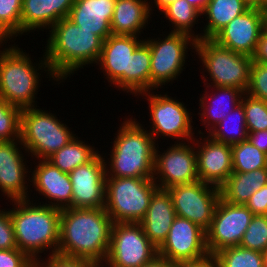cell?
Returning a JSON list of instances; mask_svg holds the SVG:
<instances>
[{
	"mask_svg": "<svg viewBox=\"0 0 267 267\" xmlns=\"http://www.w3.org/2000/svg\"><path fill=\"white\" fill-rule=\"evenodd\" d=\"M113 221L105 208L61 210L58 254L96 262L106 260Z\"/></svg>",
	"mask_w": 267,
	"mask_h": 267,
	"instance_id": "obj_1",
	"label": "cell"
},
{
	"mask_svg": "<svg viewBox=\"0 0 267 267\" xmlns=\"http://www.w3.org/2000/svg\"><path fill=\"white\" fill-rule=\"evenodd\" d=\"M49 32L44 56L58 81L67 79L83 66L97 63L103 40L92 31L83 30L66 17Z\"/></svg>",
	"mask_w": 267,
	"mask_h": 267,
	"instance_id": "obj_2",
	"label": "cell"
},
{
	"mask_svg": "<svg viewBox=\"0 0 267 267\" xmlns=\"http://www.w3.org/2000/svg\"><path fill=\"white\" fill-rule=\"evenodd\" d=\"M12 204L16 208L10 209L9 214L18 249L35 263L40 261L39 253L48 249L57 253L61 210L41 203L36 206L30 198L14 200Z\"/></svg>",
	"mask_w": 267,
	"mask_h": 267,
	"instance_id": "obj_3",
	"label": "cell"
},
{
	"mask_svg": "<svg viewBox=\"0 0 267 267\" xmlns=\"http://www.w3.org/2000/svg\"><path fill=\"white\" fill-rule=\"evenodd\" d=\"M117 132L105 163L106 177L153 179L156 142L149 131L135 118H127Z\"/></svg>",
	"mask_w": 267,
	"mask_h": 267,
	"instance_id": "obj_4",
	"label": "cell"
},
{
	"mask_svg": "<svg viewBox=\"0 0 267 267\" xmlns=\"http://www.w3.org/2000/svg\"><path fill=\"white\" fill-rule=\"evenodd\" d=\"M30 57L16 47L15 43L0 51V97L21 110L35 107V95L40 81L38 71L43 68L50 78L58 82L45 56L43 60H39L38 66L33 64Z\"/></svg>",
	"mask_w": 267,
	"mask_h": 267,
	"instance_id": "obj_5",
	"label": "cell"
},
{
	"mask_svg": "<svg viewBox=\"0 0 267 267\" xmlns=\"http://www.w3.org/2000/svg\"><path fill=\"white\" fill-rule=\"evenodd\" d=\"M157 189L149 178L106 177L104 208L113 223H139Z\"/></svg>",
	"mask_w": 267,
	"mask_h": 267,
	"instance_id": "obj_6",
	"label": "cell"
},
{
	"mask_svg": "<svg viewBox=\"0 0 267 267\" xmlns=\"http://www.w3.org/2000/svg\"><path fill=\"white\" fill-rule=\"evenodd\" d=\"M54 113L36 107L21 110L20 139L25 153L45 160L66 146L75 134Z\"/></svg>",
	"mask_w": 267,
	"mask_h": 267,
	"instance_id": "obj_7",
	"label": "cell"
},
{
	"mask_svg": "<svg viewBox=\"0 0 267 267\" xmlns=\"http://www.w3.org/2000/svg\"><path fill=\"white\" fill-rule=\"evenodd\" d=\"M194 50L212 81L205 86L234 87L246 93L252 57L224 48L212 39L197 40Z\"/></svg>",
	"mask_w": 267,
	"mask_h": 267,
	"instance_id": "obj_8",
	"label": "cell"
},
{
	"mask_svg": "<svg viewBox=\"0 0 267 267\" xmlns=\"http://www.w3.org/2000/svg\"><path fill=\"white\" fill-rule=\"evenodd\" d=\"M161 39H144L151 52L150 92L177 79L185 69L186 49H195L197 41L190 35L176 32Z\"/></svg>",
	"mask_w": 267,
	"mask_h": 267,
	"instance_id": "obj_9",
	"label": "cell"
},
{
	"mask_svg": "<svg viewBox=\"0 0 267 267\" xmlns=\"http://www.w3.org/2000/svg\"><path fill=\"white\" fill-rule=\"evenodd\" d=\"M157 254L158 248L140 223H113L109 251L101 267H141Z\"/></svg>",
	"mask_w": 267,
	"mask_h": 267,
	"instance_id": "obj_10",
	"label": "cell"
},
{
	"mask_svg": "<svg viewBox=\"0 0 267 267\" xmlns=\"http://www.w3.org/2000/svg\"><path fill=\"white\" fill-rule=\"evenodd\" d=\"M252 218L253 213L245 205L231 204L220 197L206 231L209 254L214 256L220 250L240 245Z\"/></svg>",
	"mask_w": 267,
	"mask_h": 267,
	"instance_id": "obj_11",
	"label": "cell"
},
{
	"mask_svg": "<svg viewBox=\"0 0 267 267\" xmlns=\"http://www.w3.org/2000/svg\"><path fill=\"white\" fill-rule=\"evenodd\" d=\"M172 199L176 216L186 218L207 231L211 225L220 188L198 180L166 189Z\"/></svg>",
	"mask_w": 267,
	"mask_h": 267,
	"instance_id": "obj_12",
	"label": "cell"
},
{
	"mask_svg": "<svg viewBox=\"0 0 267 267\" xmlns=\"http://www.w3.org/2000/svg\"><path fill=\"white\" fill-rule=\"evenodd\" d=\"M141 95L147 97L149 101V111L151 117V130L149 133L153 137L154 141L157 137H171L179 140L183 139L187 142L195 139L193 134V125L191 113L188 112L184 103L179 102L177 99L170 98L169 95L165 94H152L150 91L142 92ZM169 96V97H168ZM156 136V137H155Z\"/></svg>",
	"mask_w": 267,
	"mask_h": 267,
	"instance_id": "obj_13",
	"label": "cell"
},
{
	"mask_svg": "<svg viewBox=\"0 0 267 267\" xmlns=\"http://www.w3.org/2000/svg\"><path fill=\"white\" fill-rule=\"evenodd\" d=\"M187 144L177 142L162 154L155 148L153 180L158 188L168 189L199 180L195 147Z\"/></svg>",
	"mask_w": 267,
	"mask_h": 267,
	"instance_id": "obj_14",
	"label": "cell"
},
{
	"mask_svg": "<svg viewBox=\"0 0 267 267\" xmlns=\"http://www.w3.org/2000/svg\"><path fill=\"white\" fill-rule=\"evenodd\" d=\"M158 254L173 263L202 259L209 255L206 231L190 220L176 216Z\"/></svg>",
	"mask_w": 267,
	"mask_h": 267,
	"instance_id": "obj_15",
	"label": "cell"
},
{
	"mask_svg": "<svg viewBox=\"0 0 267 267\" xmlns=\"http://www.w3.org/2000/svg\"><path fill=\"white\" fill-rule=\"evenodd\" d=\"M265 27L266 11L249 8L230 21L212 40L224 48L252 57Z\"/></svg>",
	"mask_w": 267,
	"mask_h": 267,
	"instance_id": "obj_16",
	"label": "cell"
},
{
	"mask_svg": "<svg viewBox=\"0 0 267 267\" xmlns=\"http://www.w3.org/2000/svg\"><path fill=\"white\" fill-rule=\"evenodd\" d=\"M97 154L87 164L69 173L72 183V208H103L106 191V159Z\"/></svg>",
	"mask_w": 267,
	"mask_h": 267,
	"instance_id": "obj_17",
	"label": "cell"
},
{
	"mask_svg": "<svg viewBox=\"0 0 267 267\" xmlns=\"http://www.w3.org/2000/svg\"><path fill=\"white\" fill-rule=\"evenodd\" d=\"M133 35H110L103 41L102 51L96 64L104 72L105 79L118 90L129 92L131 54L144 42ZM138 39V40H137Z\"/></svg>",
	"mask_w": 267,
	"mask_h": 267,
	"instance_id": "obj_18",
	"label": "cell"
},
{
	"mask_svg": "<svg viewBox=\"0 0 267 267\" xmlns=\"http://www.w3.org/2000/svg\"><path fill=\"white\" fill-rule=\"evenodd\" d=\"M202 140L205 142L196 138L191 141V144H197L195 150L198 179L220 188L233 172L231 146L216 141L209 135Z\"/></svg>",
	"mask_w": 267,
	"mask_h": 267,
	"instance_id": "obj_19",
	"label": "cell"
},
{
	"mask_svg": "<svg viewBox=\"0 0 267 267\" xmlns=\"http://www.w3.org/2000/svg\"><path fill=\"white\" fill-rule=\"evenodd\" d=\"M22 146L21 139L0 142V190L5 194L4 196H7V199L12 201L29 199L30 197L27 191L28 185H26L27 181L30 180V176L27 178L30 171L25 165V156L20 150L24 148Z\"/></svg>",
	"mask_w": 267,
	"mask_h": 267,
	"instance_id": "obj_20",
	"label": "cell"
},
{
	"mask_svg": "<svg viewBox=\"0 0 267 267\" xmlns=\"http://www.w3.org/2000/svg\"><path fill=\"white\" fill-rule=\"evenodd\" d=\"M38 165L32 172L31 180L34 190L51 201L43 204L53 206L54 208L63 210L72 208V183L68 173L62 172L59 168L53 166L45 160L38 161ZM51 203V204H50Z\"/></svg>",
	"mask_w": 267,
	"mask_h": 267,
	"instance_id": "obj_21",
	"label": "cell"
},
{
	"mask_svg": "<svg viewBox=\"0 0 267 267\" xmlns=\"http://www.w3.org/2000/svg\"><path fill=\"white\" fill-rule=\"evenodd\" d=\"M116 0H74L68 18L105 41L111 32Z\"/></svg>",
	"mask_w": 267,
	"mask_h": 267,
	"instance_id": "obj_22",
	"label": "cell"
},
{
	"mask_svg": "<svg viewBox=\"0 0 267 267\" xmlns=\"http://www.w3.org/2000/svg\"><path fill=\"white\" fill-rule=\"evenodd\" d=\"M175 217L168 191L158 188L150 199L145 217L139 223L148 239L159 248L167 238Z\"/></svg>",
	"mask_w": 267,
	"mask_h": 267,
	"instance_id": "obj_23",
	"label": "cell"
},
{
	"mask_svg": "<svg viewBox=\"0 0 267 267\" xmlns=\"http://www.w3.org/2000/svg\"><path fill=\"white\" fill-rule=\"evenodd\" d=\"M73 3L74 0H23L21 35L36 29H50L59 20L68 17Z\"/></svg>",
	"mask_w": 267,
	"mask_h": 267,
	"instance_id": "obj_24",
	"label": "cell"
},
{
	"mask_svg": "<svg viewBox=\"0 0 267 267\" xmlns=\"http://www.w3.org/2000/svg\"><path fill=\"white\" fill-rule=\"evenodd\" d=\"M146 1L116 0L111 20L112 34L139 37L138 34L149 24L148 18L151 15L150 13H152L151 1L149 3Z\"/></svg>",
	"mask_w": 267,
	"mask_h": 267,
	"instance_id": "obj_25",
	"label": "cell"
},
{
	"mask_svg": "<svg viewBox=\"0 0 267 267\" xmlns=\"http://www.w3.org/2000/svg\"><path fill=\"white\" fill-rule=\"evenodd\" d=\"M206 87H214L216 90V93L214 92V94H208L205 90L206 96L203 94L204 96L202 95L199 99V106L202 109L200 111L203 112H199L198 114L201 116L200 119L204 123L203 125H207L206 128L209 127V133L212 128H215L218 123H220L238 104H240L244 93L234 87Z\"/></svg>",
	"mask_w": 267,
	"mask_h": 267,
	"instance_id": "obj_26",
	"label": "cell"
},
{
	"mask_svg": "<svg viewBox=\"0 0 267 267\" xmlns=\"http://www.w3.org/2000/svg\"><path fill=\"white\" fill-rule=\"evenodd\" d=\"M267 185V168L250 172H232L220 187V197L231 204H243L261 187Z\"/></svg>",
	"mask_w": 267,
	"mask_h": 267,
	"instance_id": "obj_27",
	"label": "cell"
},
{
	"mask_svg": "<svg viewBox=\"0 0 267 267\" xmlns=\"http://www.w3.org/2000/svg\"><path fill=\"white\" fill-rule=\"evenodd\" d=\"M250 7L245 0H210L202 16L208 19L203 32L197 35L199 39H212L235 17L240 16Z\"/></svg>",
	"mask_w": 267,
	"mask_h": 267,
	"instance_id": "obj_28",
	"label": "cell"
},
{
	"mask_svg": "<svg viewBox=\"0 0 267 267\" xmlns=\"http://www.w3.org/2000/svg\"><path fill=\"white\" fill-rule=\"evenodd\" d=\"M98 153L95 147H91V145L75 137L46 160L62 172L69 174L76 167L87 164Z\"/></svg>",
	"mask_w": 267,
	"mask_h": 267,
	"instance_id": "obj_29",
	"label": "cell"
},
{
	"mask_svg": "<svg viewBox=\"0 0 267 267\" xmlns=\"http://www.w3.org/2000/svg\"><path fill=\"white\" fill-rule=\"evenodd\" d=\"M230 122H233V125ZM208 135L229 146L248 140L243 105L238 104Z\"/></svg>",
	"mask_w": 267,
	"mask_h": 267,
	"instance_id": "obj_30",
	"label": "cell"
},
{
	"mask_svg": "<svg viewBox=\"0 0 267 267\" xmlns=\"http://www.w3.org/2000/svg\"><path fill=\"white\" fill-rule=\"evenodd\" d=\"M150 66V48L143 42L131 54L129 93L139 97L140 93L150 91Z\"/></svg>",
	"mask_w": 267,
	"mask_h": 267,
	"instance_id": "obj_31",
	"label": "cell"
},
{
	"mask_svg": "<svg viewBox=\"0 0 267 267\" xmlns=\"http://www.w3.org/2000/svg\"><path fill=\"white\" fill-rule=\"evenodd\" d=\"M162 13L173 25L172 27L174 30H171V32L185 33L197 40V35H194L195 32L192 30V28L195 23L198 22L197 18L202 14L187 0L174 1L172 4L166 7Z\"/></svg>",
	"mask_w": 267,
	"mask_h": 267,
	"instance_id": "obj_32",
	"label": "cell"
},
{
	"mask_svg": "<svg viewBox=\"0 0 267 267\" xmlns=\"http://www.w3.org/2000/svg\"><path fill=\"white\" fill-rule=\"evenodd\" d=\"M233 172H250L267 168V154L263 153L249 140L231 146Z\"/></svg>",
	"mask_w": 267,
	"mask_h": 267,
	"instance_id": "obj_33",
	"label": "cell"
},
{
	"mask_svg": "<svg viewBox=\"0 0 267 267\" xmlns=\"http://www.w3.org/2000/svg\"><path fill=\"white\" fill-rule=\"evenodd\" d=\"M214 258L216 267H264L262 252L240 245L220 250Z\"/></svg>",
	"mask_w": 267,
	"mask_h": 267,
	"instance_id": "obj_34",
	"label": "cell"
},
{
	"mask_svg": "<svg viewBox=\"0 0 267 267\" xmlns=\"http://www.w3.org/2000/svg\"><path fill=\"white\" fill-rule=\"evenodd\" d=\"M21 109L0 97V142L20 140Z\"/></svg>",
	"mask_w": 267,
	"mask_h": 267,
	"instance_id": "obj_35",
	"label": "cell"
},
{
	"mask_svg": "<svg viewBox=\"0 0 267 267\" xmlns=\"http://www.w3.org/2000/svg\"><path fill=\"white\" fill-rule=\"evenodd\" d=\"M240 103L244 107L248 133L267 130V102L244 93Z\"/></svg>",
	"mask_w": 267,
	"mask_h": 267,
	"instance_id": "obj_36",
	"label": "cell"
},
{
	"mask_svg": "<svg viewBox=\"0 0 267 267\" xmlns=\"http://www.w3.org/2000/svg\"><path fill=\"white\" fill-rule=\"evenodd\" d=\"M23 0H0V29L12 40L21 35Z\"/></svg>",
	"mask_w": 267,
	"mask_h": 267,
	"instance_id": "obj_37",
	"label": "cell"
},
{
	"mask_svg": "<svg viewBox=\"0 0 267 267\" xmlns=\"http://www.w3.org/2000/svg\"><path fill=\"white\" fill-rule=\"evenodd\" d=\"M240 246L262 253L267 251V215H253Z\"/></svg>",
	"mask_w": 267,
	"mask_h": 267,
	"instance_id": "obj_38",
	"label": "cell"
},
{
	"mask_svg": "<svg viewBox=\"0 0 267 267\" xmlns=\"http://www.w3.org/2000/svg\"><path fill=\"white\" fill-rule=\"evenodd\" d=\"M246 93L267 102V64L252 61Z\"/></svg>",
	"mask_w": 267,
	"mask_h": 267,
	"instance_id": "obj_39",
	"label": "cell"
},
{
	"mask_svg": "<svg viewBox=\"0 0 267 267\" xmlns=\"http://www.w3.org/2000/svg\"><path fill=\"white\" fill-rule=\"evenodd\" d=\"M46 261H39L36 263V267H101L96 262H93L88 259L70 257L62 254H50ZM46 262V263H45ZM48 262V263H47Z\"/></svg>",
	"mask_w": 267,
	"mask_h": 267,
	"instance_id": "obj_40",
	"label": "cell"
},
{
	"mask_svg": "<svg viewBox=\"0 0 267 267\" xmlns=\"http://www.w3.org/2000/svg\"><path fill=\"white\" fill-rule=\"evenodd\" d=\"M14 227L9 210L0 209V249H16Z\"/></svg>",
	"mask_w": 267,
	"mask_h": 267,
	"instance_id": "obj_41",
	"label": "cell"
},
{
	"mask_svg": "<svg viewBox=\"0 0 267 267\" xmlns=\"http://www.w3.org/2000/svg\"><path fill=\"white\" fill-rule=\"evenodd\" d=\"M0 267H36V263L18 248L0 249Z\"/></svg>",
	"mask_w": 267,
	"mask_h": 267,
	"instance_id": "obj_42",
	"label": "cell"
},
{
	"mask_svg": "<svg viewBox=\"0 0 267 267\" xmlns=\"http://www.w3.org/2000/svg\"><path fill=\"white\" fill-rule=\"evenodd\" d=\"M245 206L253 215H267V185L254 192Z\"/></svg>",
	"mask_w": 267,
	"mask_h": 267,
	"instance_id": "obj_43",
	"label": "cell"
},
{
	"mask_svg": "<svg viewBox=\"0 0 267 267\" xmlns=\"http://www.w3.org/2000/svg\"><path fill=\"white\" fill-rule=\"evenodd\" d=\"M252 61L267 64V26L258 39L255 53L252 56Z\"/></svg>",
	"mask_w": 267,
	"mask_h": 267,
	"instance_id": "obj_44",
	"label": "cell"
},
{
	"mask_svg": "<svg viewBox=\"0 0 267 267\" xmlns=\"http://www.w3.org/2000/svg\"><path fill=\"white\" fill-rule=\"evenodd\" d=\"M172 267H216V261L214 256L209 254L208 256L195 261L174 262Z\"/></svg>",
	"mask_w": 267,
	"mask_h": 267,
	"instance_id": "obj_45",
	"label": "cell"
},
{
	"mask_svg": "<svg viewBox=\"0 0 267 267\" xmlns=\"http://www.w3.org/2000/svg\"><path fill=\"white\" fill-rule=\"evenodd\" d=\"M248 140L263 153L267 154V130L248 133Z\"/></svg>",
	"mask_w": 267,
	"mask_h": 267,
	"instance_id": "obj_46",
	"label": "cell"
},
{
	"mask_svg": "<svg viewBox=\"0 0 267 267\" xmlns=\"http://www.w3.org/2000/svg\"><path fill=\"white\" fill-rule=\"evenodd\" d=\"M172 266L173 262L157 254L152 260H150L146 264H143L141 267H172Z\"/></svg>",
	"mask_w": 267,
	"mask_h": 267,
	"instance_id": "obj_47",
	"label": "cell"
},
{
	"mask_svg": "<svg viewBox=\"0 0 267 267\" xmlns=\"http://www.w3.org/2000/svg\"><path fill=\"white\" fill-rule=\"evenodd\" d=\"M250 8H260L267 11V0H245Z\"/></svg>",
	"mask_w": 267,
	"mask_h": 267,
	"instance_id": "obj_48",
	"label": "cell"
},
{
	"mask_svg": "<svg viewBox=\"0 0 267 267\" xmlns=\"http://www.w3.org/2000/svg\"><path fill=\"white\" fill-rule=\"evenodd\" d=\"M187 1L202 13L210 0H187Z\"/></svg>",
	"mask_w": 267,
	"mask_h": 267,
	"instance_id": "obj_49",
	"label": "cell"
},
{
	"mask_svg": "<svg viewBox=\"0 0 267 267\" xmlns=\"http://www.w3.org/2000/svg\"><path fill=\"white\" fill-rule=\"evenodd\" d=\"M155 3V6L159 11H163L166 7H168L170 4H172L176 0H153Z\"/></svg>",
	"mask_w": 267,
	"mask_h": 267,
	"instance_id": "obj_50",
	"label": "cell"
},
{
	"mask_svg": "<svg viewBox=\"0 0 267 267\" xmlns=\"http://www.w3.org/2000/svg\"><path fill=\"white\" fill-rule=\"evenodd\" d=\"M9 40H10V38L0 29V47L4 46V43H7L5 41H9Z\"/></svg>",
	"mask_w": 267,
	"mask_h": 267,
	"instance_id": "obj_51",
	"label": "cell"
},
{
	"mask_svg": "<svg viewBox=\"0 0 267 267\" xmlns=\"http://www.w3.org/2000/svg\"><path fill=\"white\" fill-rule=\"evenodd\" d=\"M263 264L264 267H267V251L263 253Z\"/></svg>",
	"mask_w": 267,
	"mask_h": 267,
	"instance_id": "obj_52",
	"label": "cell"
}]
</instances>
